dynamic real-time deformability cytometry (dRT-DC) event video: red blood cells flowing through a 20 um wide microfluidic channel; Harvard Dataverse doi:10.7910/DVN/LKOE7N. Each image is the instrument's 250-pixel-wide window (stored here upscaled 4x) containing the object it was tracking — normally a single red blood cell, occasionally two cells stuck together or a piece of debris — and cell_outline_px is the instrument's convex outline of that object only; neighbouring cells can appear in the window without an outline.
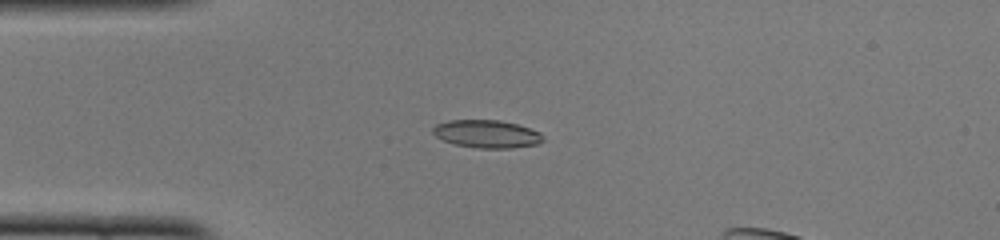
{"species": "common noctule bat (a hibernating species)", "species_latin": "Nyctalus noctula", "temperature_condition": "cold", "stored_images_in_passage": 46, "camera_frame_rate_fps": 3000, "um_per_image_px": 0.085, "animal": {"sex": "female", "body_mass_g": 22.0, "forearm_length_mm": 56.7}, "frame": {"image": 1, "passage_image": 13, "time_ms": 4.0, "image_size_px": [1000, 240], "cell_outline_px": [[544, 140], [540, 144], [512, 148], [476, 148], [456, 144], [444, 140], [436, 136], [432, 132], [432, 128], [436, 124], [448, 120], [500, 120], [516, 124], [540, 132], [544, 136]], "centroid_in_image_um": [41.4, 11.38], "position_along_channel_um": 43.6, "area_um2": 17.92}}
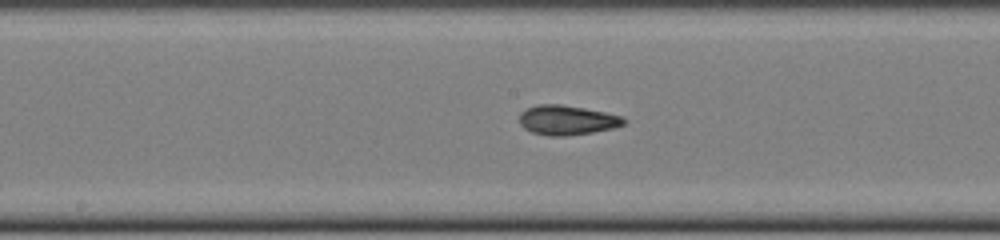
{"frame": {"image": 2, "passage_image": 26, "time_ms": 8.333, "image_size_px": [1000, 240], "cell_outline_px": [[624, 124], [612, 128], [592, 132], [564, 136], [548, 136], [532, 132], [524, 128], [520, 124], [520, 112], [536, 104], [560, 104], [584, 108], [624, 116]], "centroid_in_image_um": [48.17, 10.2], "position_along_channel_um": 200.0, "area_um2": 17.92}}
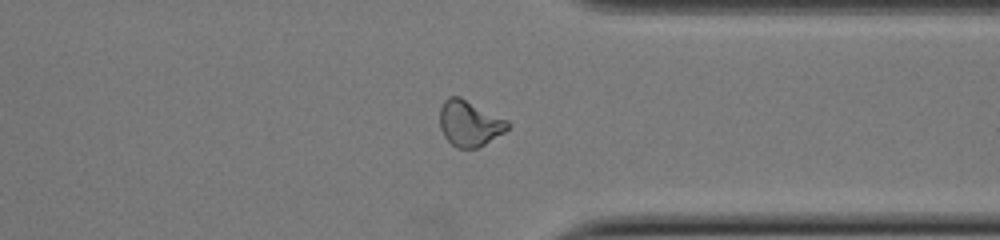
{"frame": {"image": 3, "passage_image": 39, "time_ms": 12.667, "image_size_px": [1000, 240], "cell_outline_px": [[508, 128], [504, 132], [484, 144], [476, 148], [456, 148], [444, 136], [440, 128], [440, 108], [444, 100], [448, 96], [460, 96], [508, 120]], "centroid_in_image_um": [39.88, 10.47], "position_along_channel_um": 371.5, "area_um2": 18.03}}